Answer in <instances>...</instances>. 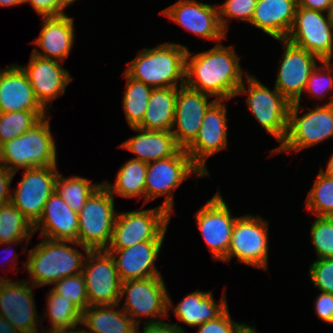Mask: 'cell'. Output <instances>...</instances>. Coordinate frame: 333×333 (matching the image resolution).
Listing matches in <instances>:
<instances>
[{
  "instance_id": "d6a6232c",
  "label": "cell",
  "mask_w": 333,
  "mask_h": 333,
  "mask_svg": "<svg viewBox=\"0 0 333 333\" xmlns=\"http://www.w3.org/2000/svg\"><path fill=\"white\" fill-rule=\"evenodd\" d=\"M123 75L127 80L122 99L126 121L131 128L137 127L144 117L153 88L132 79L125 72Z\"/></svg>"
},
{
  "instance_id": "db71d44e",
  "label": "cell",
  "mask_w": 333,
  "mask_h": 333,
  "mask_svg": "<svg viewBox=\"0 0 333 333\" xmlns=\"http://www.w3.org/2000/svg\"><path fill=\"white\" fill-rule=\"evenodd\" d=\"M24 0H0L1 7H8V6H18L24 4Z\"/></svg>"
},
{
  "instance_id": "83f0119b",
  "label": "cell",
  "mask_w": 333,
  "mask_h": 333,
  "mask_svg": "<svg viewBox=\"0 0 333 333\" xmlns=\"http://www.w3.org/2000/svg\"><path fill=\"white\" fill-rule=\"evenodd\" d=\"M132 129L139 134L127 139L119 147L137 155L134 159L150 163L174 156L181 149L171 131L145 130L138 127Z\"/></svg>"
},
{
  "instance_id": "1f68e13d",
  "label": "cell",
  "mask_w": 333,
  "mask_h": 333,
  "mask_svg": "<svg viewBox=\"0 0 333 333\" xmlns=\"http://www.w3.org/2000/svg\"><path fill=\"white\" fill-rule=\"evenodd\" d=\"M33 224L11 203L0 205V245H29Z\"/></svg>"
},
{
  "instance_id": "d4e9b609",
  "label": "cell",
  "mask_w": 333,
  "mask_h": 333,
  "mask_svg": "<svg viewBox=\"0 0 333 333\" xmlns=\"http://www.w3.org/2000/svg\"><path fill=\"white\" fill-rule=\"evenodd\" d=\"M74 19L68 15L43 17L42 27L32 53L38 57L64 62L68 58L75 38Z\"/></svg>"
},
{
  "instance_id": "9c48e42d",
  "label": "cell",
  "mask_w": 333,
  "mask_h": 333,
  "mask_svg": "<svg viewBox=\"0 0 333 333\" xmlns=\"http://www.w3.org/2000/svg\"><path fill=\"white\" fill-rule=\"evenodd\" d=\"M194 173L197 178L205 176L182 148L174 156L148 163L145 204L166 195L161 207L172 214L174 207L172 192Z\"/></svg>"
},
{
  "instance_id": "7c38bea8",
  "label": "cell",
  "mask_w": 333,
  "mask_h": 333,
  "mask_svg": "<svg viewBox=\"0 0 333 333\" xmlns=\"http://www.w3.org/2000/svg\"><path fill=\"white\" fill-rule=\"evenodd\" d=\"M285 39L316 55L321 61H332L333 25L327 13L297 7L293 25Z\"/></svg>"
},
{
  "instance_id": "603a6c76",
  "label": "cell",
  "mask_w": 333,
  "mask_h": 333,
  "mask_svg": "<svg viewBox=\"0 0 333 333\" xmlns=\"http://www.w3.org/2000/svg\"><path fill=\"white\" fill-rule=\"evenodd\" d=\"M47 111L36 99L26 73L18 64L0 69V112Z\"/></svg>"
},
{
  "instance_id": "f6af8a7d",
  "label": "cell",
  "mask_w": 333,
  "mask_h": 333,
  "mask_svg": "<svg viewBox=\"0 0 333 333\" xmlns=\"http://www.w3.org/2000/svg\"><path fill=\"white\" fill-rule=\"evenodd\" d=\"M316 315L325 323L333 324V294L321 292L315 300Z\"/></svg>"
},
{
  "instance_id": "277c9868",
  "label": "cell",
  "mask_w": 333,
  "mask_h": 333,
  "mask_svg": "<svg viewBox=\"0 0 333 333\" xmlns=\"http://www.w3.org/2000/svg\"><path fill=\"white\" fill-rule=\"evenodd\" d=\"M56 151L50 117L46 116L23 135L0 146V164L15 175L19 169L57 166Z\"/></svg>"
},
{
  "instance_id": "11a10c76",
  "label": "cell",
  "mask_w": 333,
  "mask_h": 333,
  "mask_svg": "<svg viewBox=\"0 0 333 333\" xmlns=\"http://www.w3.org/2000/svg\"><path fill=\"white\" fill-rule=\"evenodd\" d=\"M328 19L330 20L331 24L333 25V0L330 3L329 9L327 11Z\"/></svg>"
},
{
  "instance_id": "2e32d148",
  "label": "cell",
  "mask_w": 333,
  "mask_h": 333,
  "mask_svg": "<svg viewBox=\"0 0 333 333\" xmlns=\"http://www.w3.org/2000/svg\"><path fill=\"white\" fill-rule=\"evenodd\" d=\"M283 44L284 52L280 59L277 79L274 87L290 102L300 103L311 72L321 60L304 48L278 39Z\"/></svg>"
},
{
  "instance_id": "681fc988",
  "label": "cell",
  "mask_w": 333,
  "mask_h": 333,
  "mask_svg": "<svg viewBox=\"0 0 333 333\" xmlns=\"http://www.w3.org/2000/svg\"><path fill=\"white\" fill-rule=\"evenodd\" d=\"M41 327V332L43 333H85V330L82 329L81 327H71V328H62V329H47L45 330L44 327H42V325H40ZM79 331H78V330ZM75 330V331H73Z\"/></svg>"
},
{
  "instance_id": "7a4b0ae2",
  "label": "cell",
  "mask_w": 333,
  "mask_h": 333,
  "mask_svg": "<svg viewBox=\"0 0 333 333\" xmlns=\"http://www.w3.org/2000/svg\"><path fill=\"white\" fill-rule=\"evenodd\" d=\"M187 50L186 46L173 42L143 48L128 62L124 72L152 88L181 87L185 85Z\"/></svg>"
},
{
  "instance_id": "d590c367",
  "label": "cell",
  "mask_w": 333,
  "mask_h": 333,
  "mask_svg": "<svg viewBox=\"0 0 333 333\" xmlns=\"http://www.w3.org/2000/svg\"><path fill=\"white\" fill-rule=\"evenodd\" d=\"M47 115V111L0 112V146L23 135Z\"/></svg>"
},
{
  "instance_id": "f907efd6",
  "label": "cell",
  "mask_w": 333,
  "mask_h": 333,
  "mask_svg": "<svg viewBox=\"0 0 333 333\" xmlns=\"http://www.w3.org/2000/svg\"><path fill=\"white\" fill-rule=\"evenodd\" d=\"M0 333H20V332L3 316H0Z\"/></svg>"
},
{
  "instance_id": "44dd1931",
  "label": "cell",
  "mask_w": 333,
  "mask_h": 333,
  "mask_svg": "<svg viewBox=\"0 0 333 333\" xmlns=\"http://www.w3.org/2000/svg\"><path fill=\"white\" fill-rule=\"evenodd\" d=\"M19 66L26 73L36 99L47 111L52 108L51 100L61 97L66 91V86L73 80L61 62L41 58L33 53L26 67Z\"/></svg>"
},
{
  "instance_id": "c3c4849f",
  "label": "cell",
  "mask_w": 333,
  "mask_h": 333,
  "mask_svg": "<svg viewBox=\"0 0 333 333\" xmlns=\"http://www.w3.org/2000/svg\"><path fill=\"white\" fill-rule=\"evenodd\" d=\"M298 6L327 13L332 0H297Z\"/></svg>"
},
{
  "instance_id": "3957f363",
  "label": "cell",
  "mask_w": 333,
  "mask_h": 333,
  "mask_svg": "<svg viewBox=\"0 0 333 333\" xmlns=\"http://www.w3.org/2000/svg\"><path fill=\"white\" fill-rule=\"evenodd\" d=\"M41 238L42 241L29 250L28 260L23 266L32 279L30 284L36 288L51 286L62 278L82 273L86 256L68 246L69 243L78 246L77 242Z\"/></svg>"
},
{
  "instance_id": "484cf974",
  "label": "cell",
  "mask_w": 333,
  "mask_h": 333,
  "mask_svg": "<svg viewBox=\"0 0 333 333\" xmlns=\"http://www.w3.org/2000/svg\"><path fill=\"white\" fill-rule=\"evenodd\" d=\"M297 0H257L250 24L273 39H285L293 25Z\"/></svg>"
},
{
  "instance_id": "816d5d0a",
  "label": "cell",
  "mask_w": 333,
  "mask_h": 333,
  "mask_svg": "<svg viewBox=\"0 0 333 333\" xmlns=\"http://www.w3.org/2000/svg\"><path fill=\"white\" fill-rule=\"evenodd\" d=\"M235 333H257L255 326H249L245 322L238 323Z\"/></svg>"
},
{
  "instance_id": "f5cc1de1",
  "label": "cell",
  "mask_w": 333,
  "mask_h": 333,
  "mask_svg": "<svg viewBox=\"0 0 333 333\" xmlns=\"http://www.w3.org/2000/svg\"><path fill=\"white\" fill-rule=\"evenodd\" d=\"M320 171L324 174H326L329 177L333 178V154L330 155L327 163L326 170H323V168H320Z\"/></svg>"
},
{
  "instance_id": "7bdbcfd3",
  "label": "cell",
  "mask_w": 333,
  "mask_h": 333,
  "mask_svg": "<svg viewBox=\"0 0 333 333\" xmlns=\"http://www.w3.org/2000/svg\"><path fill=\"white\" fill-rule=\"evenodd\" d=\"M238 322L231 319L228 308L216 319L199 326L197 333H235Z\"/></svg>"
},
{
  "instance_id": "7dc6e473",
  "label": "cell",
  "mask_w": 333,
  "mask_h": 333,
  "mask_svg": "<svg viewBox=\"0 0 333 333\" xmlns=\"http://www.w3.org/2000/svg\"><path fill=\"white\" fill-rule=\"evenodd\" d=\"M15 174L0 164V205L11 202V182Z\"/></svg>"
},
{
  "instance_id": "6da1fadb",
  "label": "cell",
  "mask_w": 333,
  "mask_h": 333,
  "mask_svg": "<svg viewBox=\"0 0 333 333\" xmlns=\"http://www.w3.org/2000/svg\"><path fill=\"white\" fill-rule=\"evenodd\" d=\"M239 61L234 47L222 43L193 56L188 49L185 85L216 100H230L236 96L239 86L244 82L243 73L249 74L242 71Z\"/></svg>"
},
{
  "instance_id": "7402d4cb",
  "label": "cell",
  "mask_w": 333,
  "mask_h": 333,
  "mask_svg": "<svg viewBox=\"0 0 333 333\" xmlns=\"http://www.w3.org/2000/svg\"><path fill=\"white\" fill-rule=\"evenodd\" d=\"M163 241H144L125 249H106L115 263L121 282L162 276L155 262Z\"/></svg>"
},
{
  "instance_id": "8fae6325",
  "label": "cell",
  "mask_w": 333,
  "mask_h": 333,
  "mask_svg": "<svg viewBox=\"0 0 333 333\" xmlns=\"http://www.w3.org/2000/svg\"><path fill=\"white\" fill-rule=\"evenodd\" d=\"M268 221L259 215L237 217L229 251L224 262L230 263L232 257L245 265L263 268L268 271Z\"/></svg>"
},
{
  "instance_id": "f35d334b",
  "label": "cell",
  "mask_w": 333,
  "mask_h": 333,
  "mask_svg": "<svg viewBox=\"0 0 333 333\" xmlns=\"http://www.w3.org/2000/svg\"><path fill=\"white\" fill-rule=\"evenodd\" d=\"M51 289L73 302L82 312L89 306L85 278L82 273L56 281Z\"/></svg>"
},
{
  "instance_id": "836d02e7",
  "label": "cell",
  "mask_w": 333,
  "mask_h": 333,
  "mask_svg": "<svg viewBox=\"0 0 333 333\" xmlns=\"http://www.w3.org/2000/svg\"><path fill=\"white\" fill-rule=\"evenodd\" d=\"M101 184L91 183L90 180L80 176L65 178L58 174L55 191L73 211L79 212Z\"/></svg>"
},
{
  "instance_id": "ffe728a7",
  "label": "cell",
  "mask_w": 333,
  "mask_h": 333,
  "mask_svg": "<svg viewBox=\"0 0 333 333\" xmlns=\"http://www.w3.org/2000/svg\"><path fill=\"white\" fill-rule=\"evenodd\" d=\"M209 97L212 96L186 85L178 87L173 124L175 129L171 130V133L182 149H186L195 140L206 111L216 101L213 98L208 102Z\"/></svg>"
},
{
  "instance_id": "30bf717a",
  "label": "cell",
  "mask_w": 333,
  "mask_h": 333,
  "mask_svg": "<svg viewBox=\"0 0 333 333\" xmlns=\"http://www.w3.org/2000/svg\"><path fill=\"white\" fill-rule=\"evenodd\" d=\"M167 292L162 276L121 282L119 301L126 299L121 309L137 325H140V317H150L146 323L160 322L157 317L165 318L169 314Z\"/></svg>"
},
{
  "instance_id": "5b68a950",
  "label": "cell",
  "mask_w": 333,
  "mask_h": 333,
  "mask_svg": "<svg viewBox=\"0 0 333 333\" xmlns=\"http://www.w3.org/2000/svg\"><path fill=\"white\" fill-rule=\"evenodd\" d=\"M114 205V197L102 182L78 212V244L84 255L107 249L118 213Z\"/></svg>"
},
{
  "instance_id": "8d00e7d4",
  "label": "cell",
  "mask_w": 333,
  "mask_h": 333,
  "mask_svg": "<svg viewBox=\"0 0 333 333\" xmlns=\"http://www.w3.org/2000/svg\"><path fill=\"white\" fill-rule=\"evenodd\" d=\"M306 198L308 211L316 216L333 217V178L319 171Z\"/></svg>"
},
{
  "instance_id": "ac0fdd59",
  "label": "cell",
  "mask_w": 333,
  "mask_h": 333,
  "mask_svg": "<svg viewBox=\"0 0 333 333\" xmlns=\"http://www.w3.org/2000/svg\"><path fill=\"white\" fill-rule=\"evenodd\" d=\"M160 12L202 39L219 43L226 37L220 24L218 5L204 4L197 0H178Z\"/></svg>"
},
{
  "instance_id": "4dcf8cb0",
  "label": "cell",
  "mask_w": 333,
  "mask_h": 333,
  "mask_svg": "<svg viewBox=\"0 0 333 333\" xmlns=\"http://www.w3.org/2000/svg\"><path fill=\"white\" fill-rule=\"evenodd\" d=\"M147 168L148 163L132 158L119 169L114 184L106 181L103 183L113 197L116 193L126 198L141 196L144 198V205Z\"/></svg>"
},
{
  "instance_id": "cb8c5ba5",
  "label": "cell",
  "mask_w": 333,
  "mask_h": 333,
  "mask_svg": "<svg viewBox=\"0 0 333 333\" xmlns=\"http://www.w3.org/2000/svg\"><path fill=\"white\" fill-rule=\"evenodd\" d=\"M51 240L78 243V212L73 211L55 191L45 203L41 218L34 225V233Z\"/></svg>"
},
{
  "instance_id": "5bb4252c",
  "label": "cell",
  "mask_w": 333,
  "mask_h": 333,
  "mask_svg": "<svg viewBox=\"0 0 333 333\" xmlns=\"http://www.w3.org/2000/svg\"><path fill=\"white\" fill-rule=\"evenodd\" d=\"M57 166L25 169L18 187L11 192V203L33 224L41 218L43 208L55 192Z\"/></svg>"
},
{
  "instance_id": "bcb514c9",
  "label": "cell",
  "mask_w": 333,
  "mask_h": 333,
  "mask_svg": "<svg viewBox=\"0 0 333 333\" xmlns=\"http://www.w3.org/2000/svg\"><path fill=\"white\" fill-rule=\"evenodd\" d=\"M143 332L142 333H186L185 329L182 326L175 324H170L167 322H156V323H146L143 321ZM140 326H137V332L140 333Z\"/></svg>"
},
{
  "instance_id": "8992f818",
  "label": "cell",
  "mask_w": 333,
  "mask_h": 333,
  "mask_svg": "<svg viewBox=\"0 0 333 333\" xmlns=\"http://www.w3.org/2000/svg\"><path fill=\"white\" fill-rule=\"evenodd\" d=\"M300 103H291L287 133L274 154L299 152L333 136V95L325 105H317L299 117Z\"/></svg>"
},
{
  "instance_id": "4fadbf2b",
  "label": "cell",
  "mask_w": 333,
  "mask_h": 333,
  "mask_svg": "<svg viewBox=\"0 0 333 333\" xmlns=\"http://www.w3.org/2000/svg\"><path fill=\"white\" fill-rule=\"evenodd\" d=\"M84 261L82 274L89 306L119 304L121 280L111 254L106 250H90Z\"/></svg>"
},
{
  "instance_id": "f546056e",
  "label": "cell",
  "mask_w": 333,
  "mask_h": 333,
  "mask_svg": "<svg viewBox=\"0 0 333 333\" xmlns=\"http://www.w3.org/2000/svg\"><path fill=\"white\" fill-rule=\"evenodd\" d=\"M178 88H153L147 109L137 126L145 130L171 131L173 129Z\"/></svg>"
},
{
  "instance_id": "74e56055",
  "label": "cell",
  "mask_w": 333,
  "mask_h": 333,
  "mask_svg": "<svg viewBox=\"0 0 333 333\" xmlns=\"http://www.w3.org/2000/svg\"><path fill=\"white\" fill-rule=\"evenodd\" d=\"M310 231L317 259L333 258V217L316 216Z\"/></svg>"
},
{
  "instance_id": "60d3db41",
  "label": "cell",
  "mask_w": 333,
  "mask_h": 333,
  "mask_svg": "<svg viewBox=\"0 0 333 333\" xmlns=\"http://www.w3.org/2000/svg\"><path fill=\"white\" fill-rule=\"evenodd\" d=\"M257 0H226L218 6L219 20L225 32L229 29L228 21L237 19L250 24ZM229 19V20H228Z\"/></svg>"
},
{
  "instance_id": "52a82bcc",
  "label": "cell",
  "mask_w": 333,
  "mask_h": 333,
  "mask_svg": "<svg viewBox=\"0 0 333 333\" xmlns=\"http://www.w3.org/2000/svg\"><path fill=\"white\" fill-rule=\"evenodd\" d=\"M171 214L161 206L118 212L107 249H125L144 241H163Z\"/></svg>"
},
{
  "instance_id": "ee69618b",
  "label": "cell",
  "mask_w": 333,
  "mask_h": 333,
  "mask_svg": "<svg viewBox=\"0 0 333 333\" xmlns=\"http://www.w3.org/2000/svg\"><path fill=\"white\" fill-rule=\"evenodd\" d=\"M30 3L41 17H57L65 15V8L68 7L62 0H24Z\"/></svg>"
},
{
  "instance_id": "4316f807",
  "label": "cell",
  "mask_w": 333,
  "mask_h": 333,
  "mask_svg": "<svg viewBox=\"0 0 333 333\" xmlns=\"http://www.w3.org/2000/svg\"><path fill=\"white\" fill-rule=\"evenodd\" d=\"M212 292L196 290L186 295L176 306L172 305L168 296V310L174 307L172 312L180 322L190 327H199L209 320L216 319L228 308L225 292L219 303L213 298Z\"/></svg>"
},
{
  "instance_id": "ba28073f",
  "label": "cell",
  "mask_w": 333,
  "mask_h": 333,
  "mask_svg": "<svg viewBox=\"0 0 333 333\" xmlns=\"http://www.w3.org/2000/svg\"><path fill=\"white\" fill-rule=\"evenodd\" d=\"M245 77L248 89L243 82L236 95H248L246 103L250 112L267 133L282 143L287 133L291 103L275 87L271 91L250 73Z\"/></svg>"
},
{
  "instance_id": "d6986e66",
  "label": "cell",
  "mask_w": 333,
  "mask_h": 333,
  "mask_svg": "<svg viewBox=\"0 0 333 333\" xmlns=\"http://www.w3.org/2000/svg\"><path fill=\"white\" fill-rule=\"evenodd\" d=\"M223 100H216L206 111L199 133L185 149L193 163L206 176H210L206 159L227 148V107Z\"/></svg>"
},
{
  "instance_id": "9a60e30c",
  "label": "cell",
  "mask_w": 333,
  "mask_h": 333,
  "mask_svg": "<svg viewBox=\"0 0 333 333\" xmlns=\"http://www.w3.org/2000/svg\"><path fill=\"white\" fill-rule=\"evenodd\" d=\"M195 218L212 259L223 261L229 251L237 217L232 215L219 190L195 213Z\"/></svg>"
},
{
  "instance_id": "f1b7e54d",
  "label": "cell",
  "mask_w": 333,
  "mask_h": 333,
  "mask_svg": "<svg viewBox=\"0 0 333 333\" xmlns=\"http://www.w3.org/2000/svg\"><path fill=\"white\" fill-rule=\"evenodd\" d=\"M117 309H116V308ZM117 305L88 306L82 312L85 333H136L137 324Z\"/></svg>"
},
{
  "instance_id": "ab89813d",
  "label": "cell",
  "mask_w": 333,
  "mask_h": 333,
  "mask_svg": "<svg viewBox=\"0 0 333 333\" xmlns=\"http://www.w3.org/2000/svg\"><path fill=\"white\" fill-rule=\"evenodd\" d=\"M331 60H323L320 67L317 65L311 72L307 85L305 88L306 93L311 97L322 99L327 97L328 92L333 91V63Z\"/></svg>"
},
{
  "instance_id": "9f6ffc18",
  "label": "cell",
  "mask_w": 333,
  "mask_h": 333,
  "mask_svg": "<svg viewBox=\"0 0 333 333\" xmlns=\"http://www.w3.org/2000/svg\"><path fill=\"white\" fill-rule=\"evenodd\" d=\"M67 6H69L70 4H74V2L76 0H62Z\"/></svg>"
},
{
  "instance_id": "e575fe53",
  "label": "cell",
  "mask_w": 333,
  "mask_h": 333,
  "mask_svg": "<svg viewBox=\"0 0 333 333\" xmlns=\"http://www.w3.org/2000/svg\"><path fill=\"white\" fill-rule=\"evenodd\" d=\"M47 296V313L44 315L48 316L51 329L71 328L81 324L82 311L73 302L52 289Z\"/></svg>"
},
{
  "instance_id": "e0dca14e",
  "label": "cell",
  "mask_w": 333,
  "mask_h": 333,
  "mask_svg": "<svg viewBox=\"0 0 333 333\" xmlns=\"http://www.w3.org/2000/svg\"><path fill=\"white\" fill-rule=\"evenodd\" d=\"M30 280H10L0 276V316L20 333H39L37 308Z\"/></svg>"
},
{
  "instance_id": "b9f144b4",
  "label": "cell",
  "mask_w": 333,
  "mask_h": 333,
  "mask_svg": "<svg viewBox=\"0 0 333 333\" xmlns=\"http://www.w3.org/2000/svg\"><path fill=\"white\" fill-rule=\"evenodd\" d=\"M308 274L320 292L333 294V258L315 260L310 265Z\"/></svg>"
}]
</instances>
